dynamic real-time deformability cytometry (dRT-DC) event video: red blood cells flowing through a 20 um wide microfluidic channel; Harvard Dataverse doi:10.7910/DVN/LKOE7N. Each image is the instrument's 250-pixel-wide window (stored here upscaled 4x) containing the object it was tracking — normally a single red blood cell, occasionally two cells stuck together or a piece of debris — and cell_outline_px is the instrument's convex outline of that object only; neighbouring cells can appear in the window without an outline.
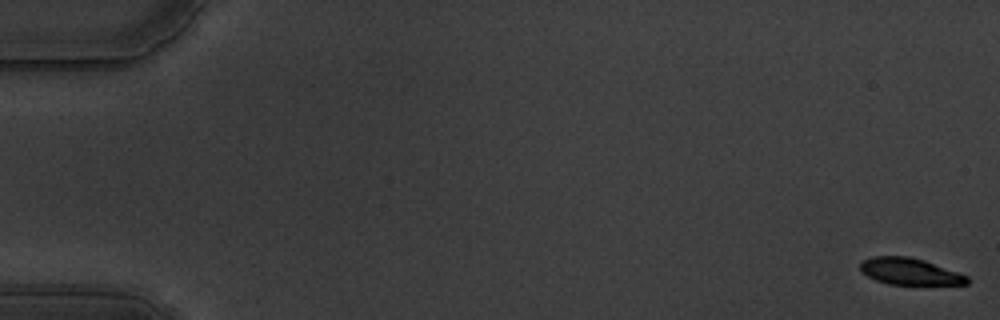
{"species": "common noctule bat (a hibernating species)", "species_latin": "Nyctalus noctula", "temperature_condition": "warm", "stored_images_in_passage": 59, "camera_frame_rate_fps": 3000, "um_per_image_px": 0.085, "animal": {"sex": "male", "body_mass_g": 19.5, "forearm_length_mm": 54.6}, "frame": {"image": 1, "passage_image": 1, "time_ms": 0.0, "image_size_px": [1000, 320], "cell_outline_px": [[968, 284], [888, 284], [876, 280], [860, 272], [860, 264], [864, 260], [872, 256], [908, 256], [924, 260], [968, 276]], "centroid_in_image_um": [77.29, 23.07], "position_along_channel_um": 7.7, "area_um2": 16.42}}
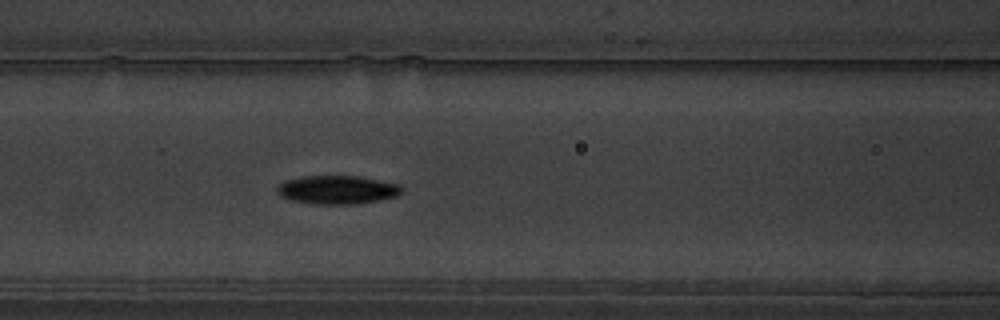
{"frame": {"image": 2, "passage_image": 26, "time_ms": 8.333, "image_size_px": [1000, 320], "cell_outline_px": [[404, 192], [396, 196], [356, 204], [312, 204], [292, 200], [280, 196], [276, 192], [276, 188], [284, 180], [304, 176], [360, 176], [400, 184], [404, 188]], "centroid_in_image_um": [28.67, 16.12], "position_along_channel_um": 137.9, "area_um2": 20.87}}
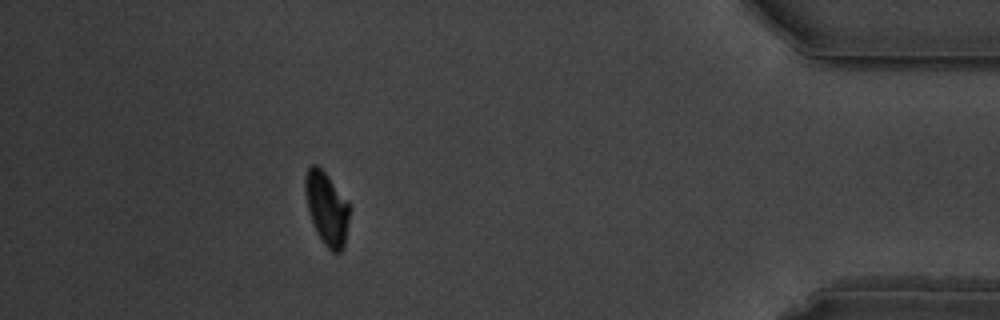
{"frame": {"image": 3, "passage_image": 53, "time_ms": 17.333, "image_size_px": [1000, 320], "cell_outline_px": [[352, 208], [344, 248], [340, 252], [332, 252], [324, 244], [316, 232], [308, 208], [304, 188], [304, 176], [308, 168], [312, 164], [316, 164], [328, 176], [348, 200]], "centroid_in_image_um": [27.81, 17.72], "position_along_channel_um": 407.4, "area_um2": 19.19}, "authors_computed_cell_mechanics": {"area_um2": 19.5942, "velocity_mm_per_s": 3.5137, "shape_relaxation_time_tau1_ms": 3.3551, "shape_relaxation_time_tau2_ms": 4.328, "deformation_change_tau1": 0.1604, "deformation_change_tau2": 0.066}}